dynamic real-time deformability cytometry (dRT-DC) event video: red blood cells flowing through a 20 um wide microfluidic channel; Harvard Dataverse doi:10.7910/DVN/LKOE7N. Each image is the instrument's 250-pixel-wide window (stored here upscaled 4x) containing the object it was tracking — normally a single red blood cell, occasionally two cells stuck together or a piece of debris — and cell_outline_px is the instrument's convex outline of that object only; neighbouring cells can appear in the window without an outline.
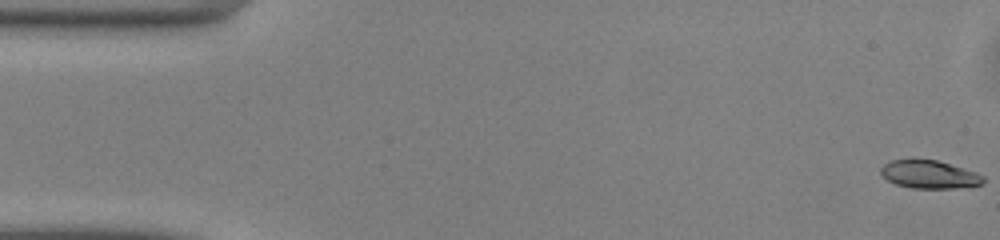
{"species": "common noctule bat (a hibernating species)", "species_latin": "Nyctalus noctula", "temperature_condition": "warm", "stored_images_in_passage": 50, "camera_frame_rate_fps": 3000, "um_per_image_px": 0.085, "animal": {"sex": "male", "body_mass_g": 13.0, "forearm_length_mm": 53.1}, "frame": {"image": 1, "passage_image": 1, "time_ms": 0.0, "image_size_px": [1000, 240], "cell_outline_px": [[984, 184], [972, 188], [912, 188], [896, 184], [888, 180], [880, 172], [880, 168], [884, 164], [892, 160], [912, 156], [936, 160], [964, 168], [976, 172], [984, 176]], "centroid_in_image_um": [79.01, 14.8], "position_along_channel_um": 6.0, "area_um2": 17.46}}
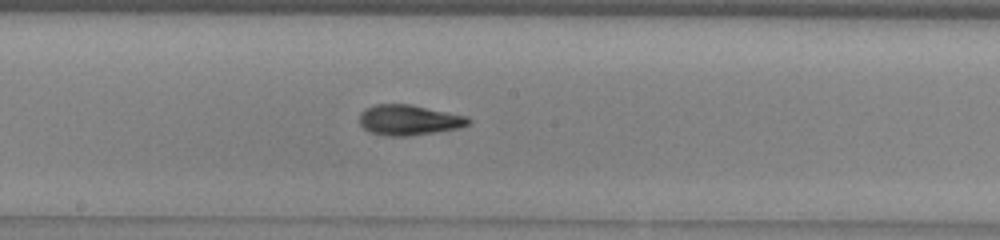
{"frame": {"image": 2, "passage_image": 26, "time_ms": 8.333, "image_size_px": [1000, 240], "cell_outline_px": [[472, 120], [468, 124], [456, 128], [436, 132], [408, 136], [388, 136], [368, 132], [360, 124], [360, 112], [364, 108], [376, 104], [408, 104], [468, 116]], "centroid_in_image_um": [34.72, 10.2], "position_along_channel_um": 213.5, "area_um2": 19.25}}
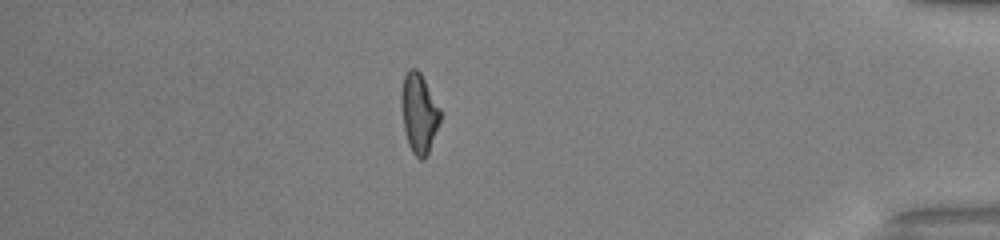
{"frame": {"image": 3, "passage_image": 43, "time_ms": 14.0, "image_size_px": [1000, 240], "cell_outline_px": [[440, 120], [428, 152], [424, 160], [420, 160], [412, 152], [408, 144], [404, 128], [400, 104], [400, 92], [404, 76], [408, 68], [416, 68], [420, 72], [440, 108]], "centroid_in_image_um": [35.58, 9.59], "position_along_channel_um": 399.6, "area_um2": 18.03}, "authors_computed_cell_mechanics": {"area_um2": 18.0625, "velocity_mm_per_s": 4.1188, "shape_relaxation_time_tau1_ms": 3.4592, "shape_relaxation_time_tau2_ms": 2.8939, "deformation_change_tau1": 0.1626, "deformation_change_tau2": 0.0793}}